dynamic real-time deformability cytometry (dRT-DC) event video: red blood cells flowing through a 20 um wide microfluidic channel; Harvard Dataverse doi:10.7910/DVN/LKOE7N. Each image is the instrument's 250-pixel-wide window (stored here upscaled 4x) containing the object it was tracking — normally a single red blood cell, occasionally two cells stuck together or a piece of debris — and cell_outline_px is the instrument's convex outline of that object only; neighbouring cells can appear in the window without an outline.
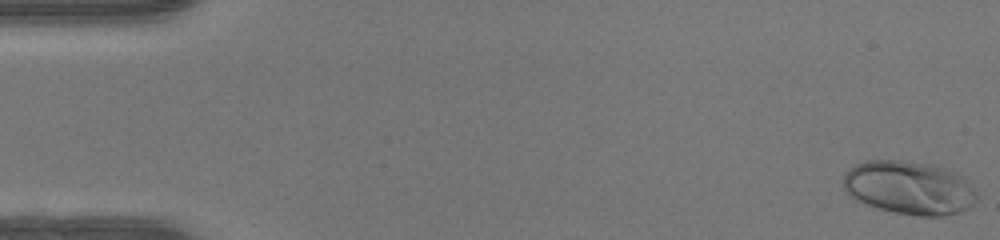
{"species": "human", "species_latin": "Homo sapiens", "temperature_condition": "warm", "stored_images_in_passage": 49, "camera_frame_rate_fps": 3000, "um_per_image_px": 0.085, "donor": {"sex": "female"}, "frame": {"image": 1, "passage_image": 1, "time_ms": 0.0, "image_size_px": [1000, 240], "cell_outline_px": [[976, 200], [968, 208], [960, 212], [940, 216], [920, 216], [896, 212], [880, 208], [856, 200], [844, 192], [844, 172], [848, 168], [856, 164], [868, 160], [900, 160], [932, 164], [956, 172], [960, 176], [976, 196]], "centroid_in_image_um": [77.21, 15.94], "position_along_channel_um": 7.8, "area_um2": 41.15}}
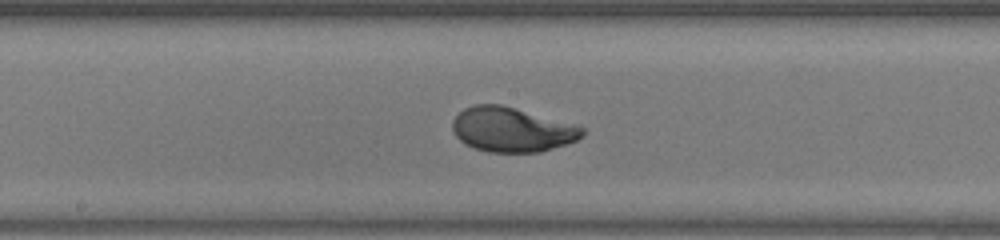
{"frame": {"image": 2, "passage_image": 26, "time_ms": 8.333, "image_size_px": [1000, 240], "cell_outline_px": [[584, 136], [576, 140], [540, 152], [488, 152], [472, 148], [464, 144], [452, 132], [452, 120], [464, 108], [472, 104], [500, 104], [580, 124], [584, 128]], "centroid_in_image_um": [43.52, 11.0], "position_along_channel_um": 204.7, "area_um2": 34.22}}
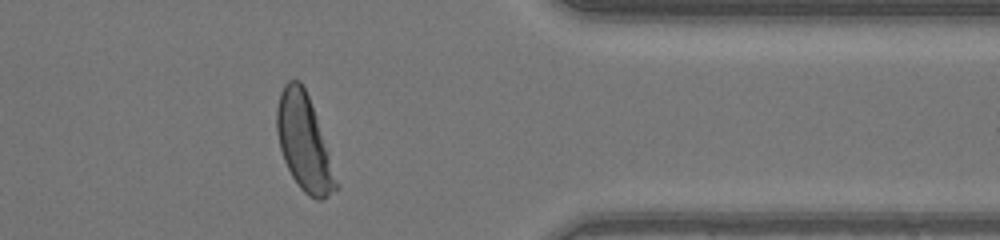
{"frame": {"image": 3, "passage_image": 40, "time_ms": 13.0, "image_size_px": [1000, 240], "cell_outline_px": [[340, 188], [324, 200], [316, 200], [308, 196], [300, 188], [292, 176], [284, 160], [280, 148], [276, 128], [276, 108], [280, 92], [284, 84], [288, 80], [300, 80], [308, 96], [340, 184]], "centroid_in_image_um": [25.85, 12.17], "position_along_channel_um": 385.5, "area_um2": 33.0}, "authors_computed_cell_mechanics": {"area_um2": 33.7552, "velocity_mm_per_s": 4.2149, "shape_relaxation_time_tau1_ms": 3.2462, "shape_relaxation_time_tau2_ms": null, "deformation_change_tau1": 0.2061, "deformation_change_tau2": null}}